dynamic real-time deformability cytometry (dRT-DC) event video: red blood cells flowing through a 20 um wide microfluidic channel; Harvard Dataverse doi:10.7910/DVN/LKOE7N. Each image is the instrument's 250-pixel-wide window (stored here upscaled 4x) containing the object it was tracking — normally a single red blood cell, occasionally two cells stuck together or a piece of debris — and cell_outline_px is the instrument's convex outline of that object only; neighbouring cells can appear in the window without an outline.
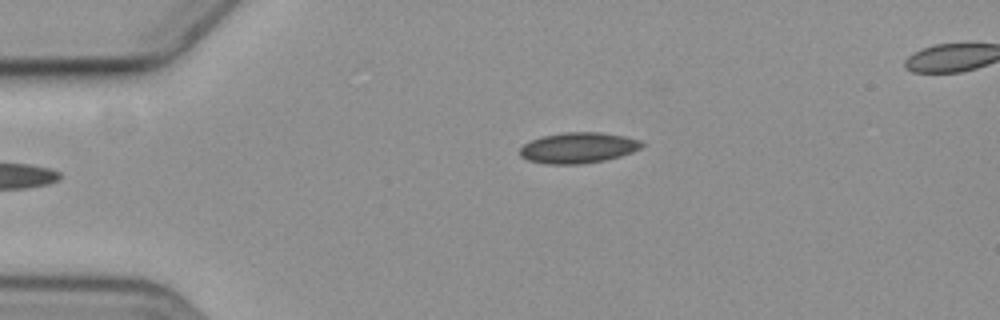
{"species": "common noctule bat (a hibernating species)", "species_latin": "Nyctalus noctula", "temperature_condition": "cold", "stored_images_in_passage": 2, "camera_frame_rate_fps": 3000, "um_per_image_px": 0.085, "animal": {"sex": "female", "body_mass_g": 19.3, "forearm_length_mm": 54.1}, "frame": {"image": 1, "passage_image": 2, "time_ms": 1.333, "image_size_px": [1000, 320], "cell_outline_px": [[644, 144], [640, 148], [632, 152], [620, 156], [604, 160], [580, 164], [544, 164], [528, 160], [520, 156], [520, 148], [524, 144], [532, 140], [544, 136], [564, 132], [600, 132], [624, 136], [640, 140]], "centroid_in_image_um": [49.14, 12.56], "position_along_channel_um": 35.9, "area_um2": 21.73}}